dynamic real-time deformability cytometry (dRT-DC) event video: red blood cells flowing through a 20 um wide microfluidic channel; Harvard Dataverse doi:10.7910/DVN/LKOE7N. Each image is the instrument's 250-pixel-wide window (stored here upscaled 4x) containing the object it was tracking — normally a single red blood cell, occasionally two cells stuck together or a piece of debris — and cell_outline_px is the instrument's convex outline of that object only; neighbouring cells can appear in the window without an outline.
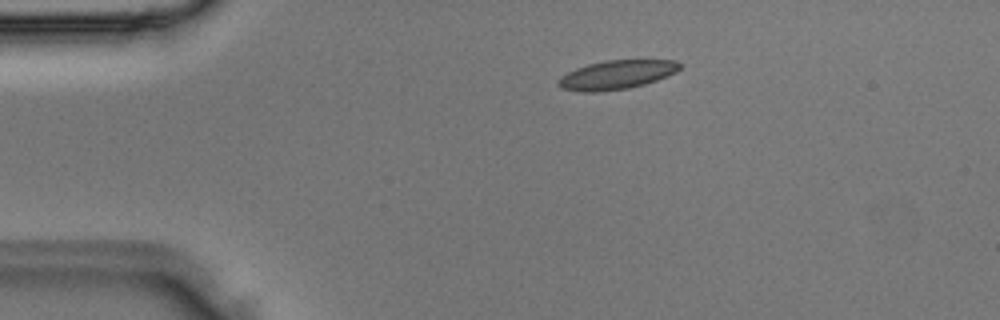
{"species": "Egyptian fruit bat (a non-hibernating species)", "species_latin": "Rousettus aegyptiacus", "temperature_condition": "room temperature", "stored_images_in_passage": 3, "camera_frame_rate_fps": 3000, "um_per_image_px": 0.085, "animal": {"sex": "male"}, "frame": {"image": 1, "passage_image": 2, "time_ms": 0.333, "image_size_px": [1000, 320], "cell_outline_px": [[680, 68], [676, 72], [668, 76], [644, 84], [628, 88], [596, 92], [580, 92], [560, 88], [556, 84], [556, 80], [560, 76], [576, 68], [588, 64], [604, 60], [676, 60], [680, 64]], "centroid_in_image_um": [52.36, 6.36], "position_along_channel_um": 32.6, "area_um2": 20.58}}